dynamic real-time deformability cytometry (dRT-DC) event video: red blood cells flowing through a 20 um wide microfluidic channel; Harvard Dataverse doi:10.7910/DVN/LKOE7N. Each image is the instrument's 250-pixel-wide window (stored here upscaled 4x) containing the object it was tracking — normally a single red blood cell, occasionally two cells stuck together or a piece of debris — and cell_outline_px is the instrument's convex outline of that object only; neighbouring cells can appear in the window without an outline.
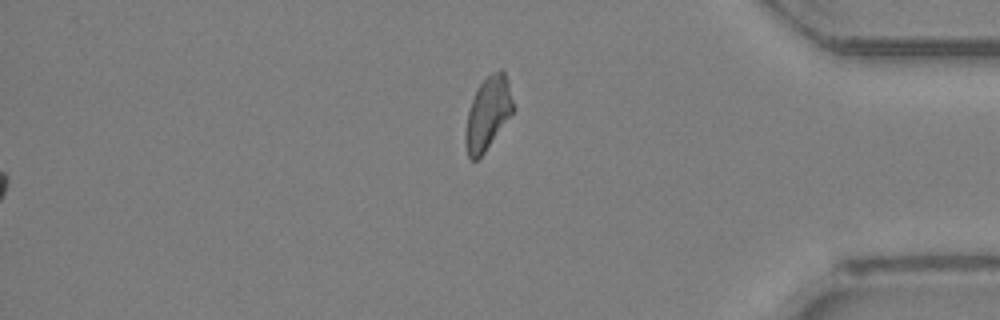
{"species": "Egyptian fruit bat (a non-hibernating species)", "species_latin": "Rousettus aegyptiacus", "temperature_condition": "room temperature", "stored_images_in_passage": 34, "segment_of_instrument_passage": [2, 2], "camera_frame_rate_fps": 3000, "um_per_image_px": 0.085, "animal": {"sex": "female"}, "frame": {"image": 1, "passage_image": 34, "time_ms": 11.0, "image_size_px": [1000, 320], "cell_outline_px": [[516, 108], [484, 152], [476, 160], [472, 160], [468, 156], [464, 144], [464, 136], [468, 112], [472, 100], [480, 84], [492, 72], [500, 68], [504, 72]], "centroid_in_image_um": [41.47, 9.64], "position_along_channel_um": 393.7, "area_um2": 20.0}}